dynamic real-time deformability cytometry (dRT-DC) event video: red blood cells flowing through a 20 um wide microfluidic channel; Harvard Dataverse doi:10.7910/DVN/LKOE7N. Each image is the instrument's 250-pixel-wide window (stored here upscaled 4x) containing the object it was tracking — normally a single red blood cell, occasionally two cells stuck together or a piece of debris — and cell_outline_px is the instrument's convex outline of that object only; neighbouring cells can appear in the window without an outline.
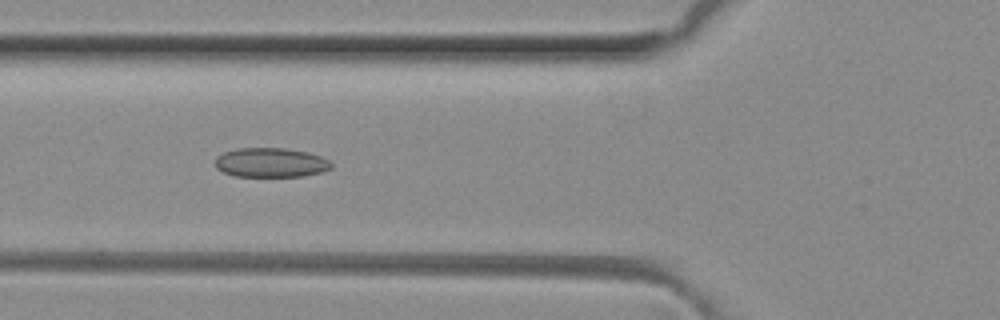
{"species": "common noctule bat (a hibernating species)", "species_latin": "Nyctalus noctula", "temperature_condition": "room temperature", "stored_images_in_passage": 37, "camera_frame_rate_fps": 3000, "um_per_image_px": 0.085, "animal": {"sex": "female", "body_mass_g": 29.2, "forearm_length_mm": 56.3}, "frame": {"image": 1, "passage_image": 6, "time_ms": 1.667, "image_size_px": [1000, 320], "cell_outline_px": [[332, 168], [324, 172], [300, 176], [232, 176], [216, 168], [216, 156], [224, 152], [236, 148], [284, 148], [308, 152], [320, 156], [328, 160], [332, 164]], "centroid_in_image_um": [23.02, 13.82], "position_along_channel_um": 102.8, "area_um2": 19.94}}
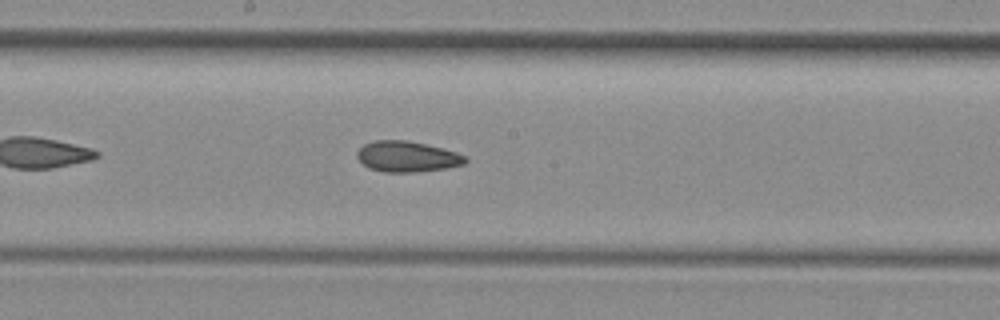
{"frame": {"image": 2, "passage_image": 14, "time_ms": 4.333, "image_size_px": [1000, 320], "cell_outline_px": [[468, 160], [464, 164], [448, 168], [416, 172], [384, 172], [368, 168], [356, 156], [356, 152], [364, 144], [376, 140], [408, 140], [456, 152], [464, 156]], "centroid_in_image_um": [34.59, 13.31], "position_along_channel_um": 213.6, "area_um2": 19.31}}
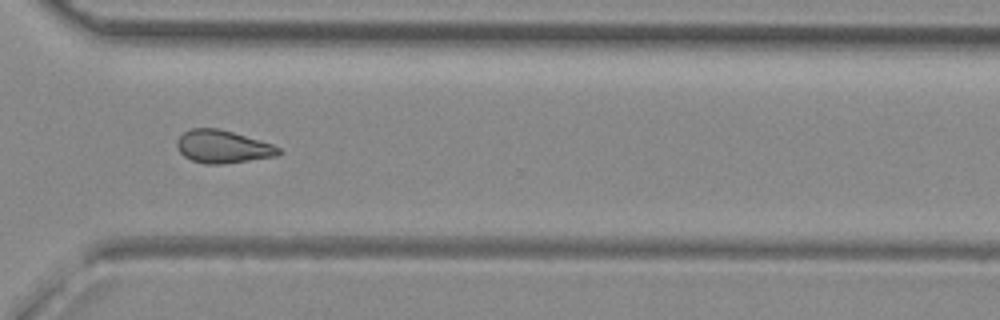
{"frame": {"image": 3, "passage_image": 24, "time_ms": 7.667, "image_size_px": [1000, 320], "cell_outline_px": [[280, 152], [276, 156], [224, 164], [204, 164], [192, 160], [184, 156], [176, 148], [176, 140], [184, 132], [192, 128], [216, 128], [232, 132], [272, 144], [280, 148]], "centroid_in_image_um": [18.89, 12.47], "position_along_channel_um": 351.7, "area_um2": 19.31}, "authors_computed_cell_mechanics": {"area_um2": 19.2474, "velocity_mm_per_s": 4.1396, "shape_relaxation_time_tau1_ms": null, "shape_relaxation_time_tau2_ms": 2.9353, "deformation_change_tau1": null, "deformation_change_tau2": 0.098}}